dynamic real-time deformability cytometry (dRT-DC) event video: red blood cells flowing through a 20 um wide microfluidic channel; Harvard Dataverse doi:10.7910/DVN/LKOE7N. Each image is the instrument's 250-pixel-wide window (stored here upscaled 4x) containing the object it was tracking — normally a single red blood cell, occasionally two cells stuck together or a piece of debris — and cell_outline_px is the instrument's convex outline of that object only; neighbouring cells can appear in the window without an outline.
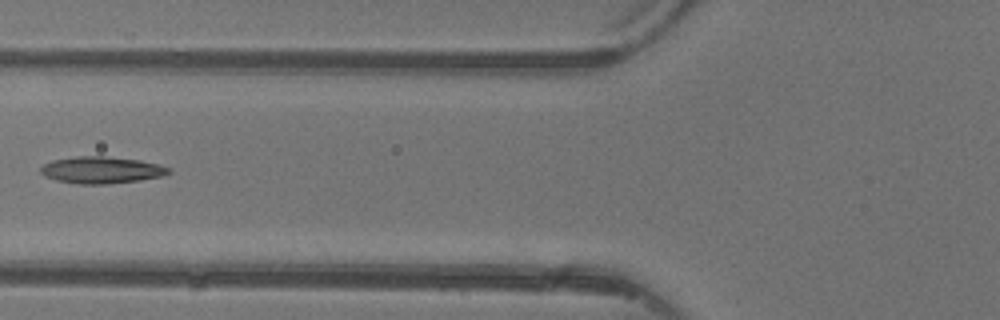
{"species": "common noctule bat (a hibernating species)", "species_latin": "Nyctalus noctula", "temperature_condition": "warm", "stored_images_in_passage": 5, "camera_frame_rate_fps": 3000, "um_per_image_px": 0.085, "animal": {"sex": "female"}, "frame": {"image": 1, "passage_image": 5, "time_ms": 4.667, "image_size_px": [1000, 320], "cell_outline_px": [[172, 172], [164, 176], [140, 180], [108, 184], [80, 184], [56, 180], [44, 176], [40, 172], [40, 168], [44, 164], [52, 160], [76, 156], [104, 156], [140, 160], [160, 164], [172, 168]], "centroid_in_image_um": [8.67, 14.45], "position_along_channel_um": 117.1, "area_um2": 20.23}}